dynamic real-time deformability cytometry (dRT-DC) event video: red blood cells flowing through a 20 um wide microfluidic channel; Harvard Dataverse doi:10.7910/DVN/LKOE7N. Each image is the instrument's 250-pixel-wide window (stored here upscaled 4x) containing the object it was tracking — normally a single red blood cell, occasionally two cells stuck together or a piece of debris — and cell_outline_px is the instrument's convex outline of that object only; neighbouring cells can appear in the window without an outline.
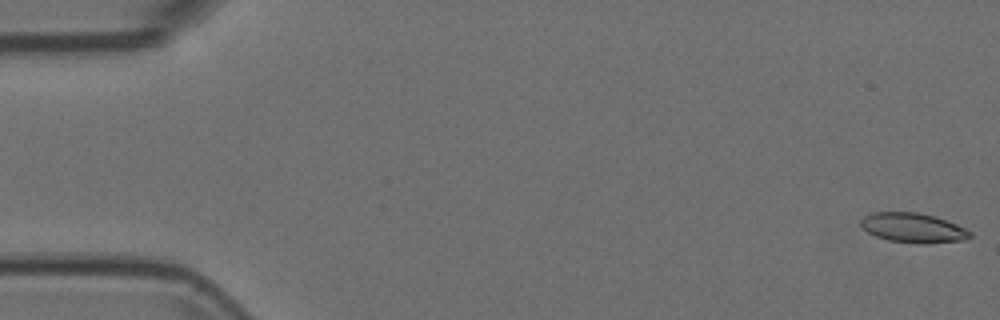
{"species": "Egyptian fruit bat (a non-hibernating species)", "species_latin": "Rousettus aegyptiacus", "temperature_condition": "room temperature", "stored_images_in_passage": 51, "camera_frame_rate_fps": 3000, "um_per_image_px": 0.085, "animal": {"sex": "female"}, "frame": {"image": 1, "passage_image": 1, "time_ms": 0.0, "image_size_px": [1000, 320], "cell_outline_px": [[972, 236], [964, 240], [924, 244], [916, 244], [888, 240], [876, 236], [868, 232], [860, 224], [860, 220], [864, 216], [872, 212], [916, 212], [936, 216], [956, 224], [972, 232]], "centroid_in_image_um": [77.62, 19.37], "position_along_channel_um": 7.4, "area_um2": 18.96}}
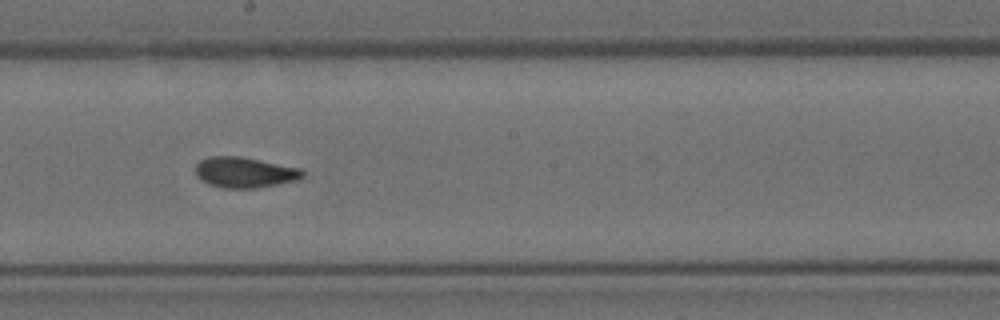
{"frame": {"image": 2, "passage_image": 30, "time_ms": 9.667, "image_size_px": [1000, 320], "cell_outline_px": [[304, 176], [300, 180], [256, 188], [224, 188], [208, 184], [200, 180], [196, 176], [196, 164], [200, 160], [208, 156], [240, 156], [300, 168], [304, 172]], "centroid_in_image_um": [20.79, 14.65], "position_along_channel_um": 227.4, "area_um2": 19.25}}
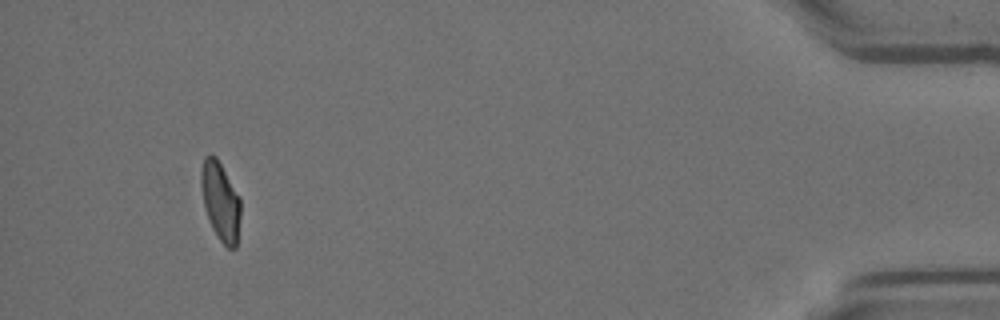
{"frame": {"image": 3, "passage_image": 51, "time_ms": 16.667, "image_size_px": [1000, 320], "cell_outline_px": [[240, 216], [236, 248], [228, 248], [216, 236], [208, 220], [204, 208], [200, 184], [200, 168], [204, 156], [208, 152], [212, 152], [216, 156], [240, 196]], "centroid_in_image_um": [18.71, 17.04], "position_along_channel_um": 416.5, "area_um2": 18.55}}